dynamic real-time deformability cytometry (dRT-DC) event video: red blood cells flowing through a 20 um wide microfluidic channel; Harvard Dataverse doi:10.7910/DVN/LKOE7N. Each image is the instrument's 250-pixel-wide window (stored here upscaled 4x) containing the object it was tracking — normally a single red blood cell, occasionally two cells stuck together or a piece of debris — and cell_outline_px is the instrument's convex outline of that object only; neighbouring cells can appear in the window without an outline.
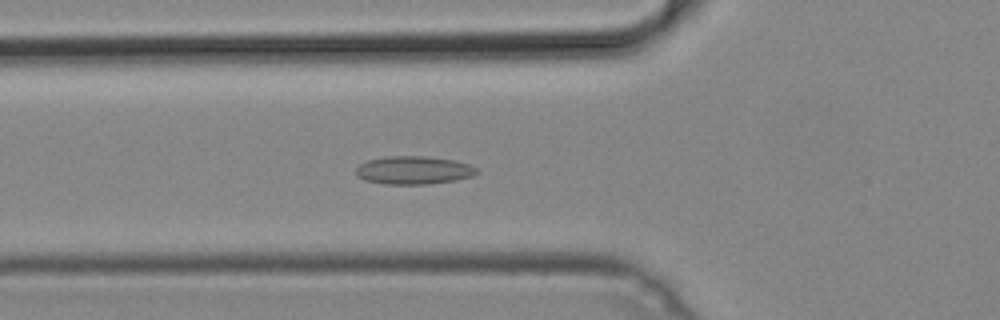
{"species": "common noctule bat (a hibernating species)", "species_latin": "Nyctalus noctula", "temperature_condition": "cold", "stored_images_in_passage": 39, "camera_frame_rate_fps": 3000, "um_per_image_px": 0.085, "animal": {"sex": "male", "body_mass_g": 19.2, "forearm_length_mm": 51.8}, "frame": {"image": 1, "passage_image": 7, "time_ms": 2.0, "image_size_px": [1000, 320], "cell_outline_px": [[480, 172], [472, 176], [452, 180], [428, 184], [384, 184], [364, 180], [356, 176], [356, 168], [360, 164], [368, 160], [388, 156], [424, 156], [456, 160], [480, 168]], "centroid_in_image_um": [35.17, 14.46], "position_along_channel_um": 90.6, "area_um2": 19.88}}
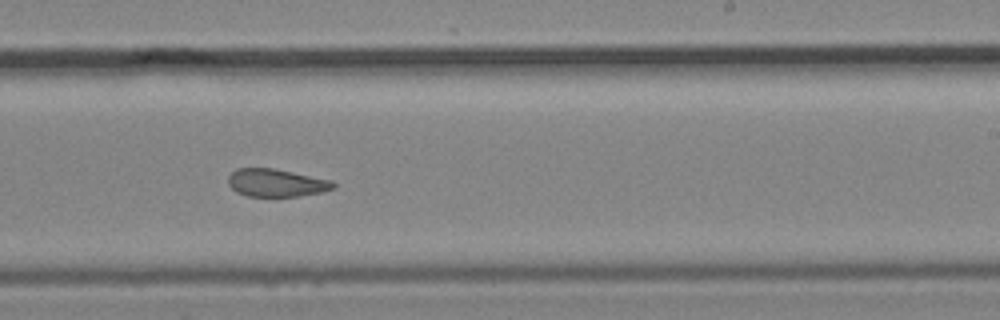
{"frame": {"image": 2, "passage_image": 20, "time_ms": 6.333, "image_size_px": [1000, 320], "cell_outline_px": [[336, 188], [320, 192], [300, 196], [248, 196], [236, 192], [228, 184], [228, 176], [236, 168], [272, 168], [332, 180], [336, 184]], "centroid_in_image_um": [23.48, 15.54], "position_along_channel_um": 265.5, "area_um2": 16.99}}
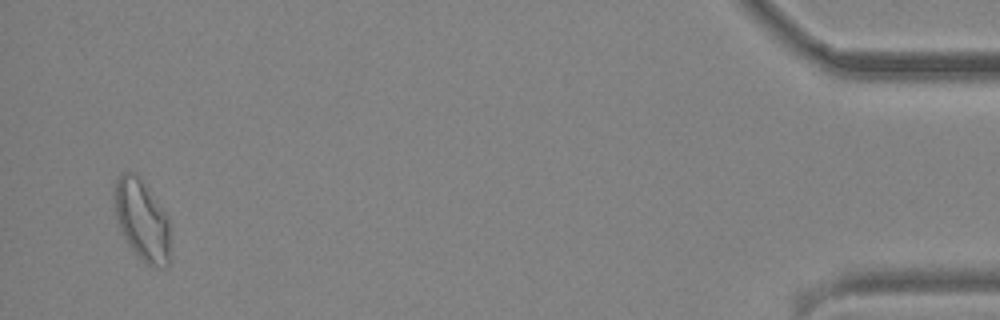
{"frame": {"image": 3, "passage_image": 38, "time_ms": 12.333, "image_size_px": [1000, 320], "cell_outline_px": [[168, 268], [156, 268], [148, 264], [128, 244], [120, 232], [116, 216], [112, 192], [116, 180], [124, 172], [132, 172], [140, 180], [168, 216]], "centroid_in_image_um": [12.03, 18.72], "position_along_channel_um": 423.2, "area_um2": 25.72}}